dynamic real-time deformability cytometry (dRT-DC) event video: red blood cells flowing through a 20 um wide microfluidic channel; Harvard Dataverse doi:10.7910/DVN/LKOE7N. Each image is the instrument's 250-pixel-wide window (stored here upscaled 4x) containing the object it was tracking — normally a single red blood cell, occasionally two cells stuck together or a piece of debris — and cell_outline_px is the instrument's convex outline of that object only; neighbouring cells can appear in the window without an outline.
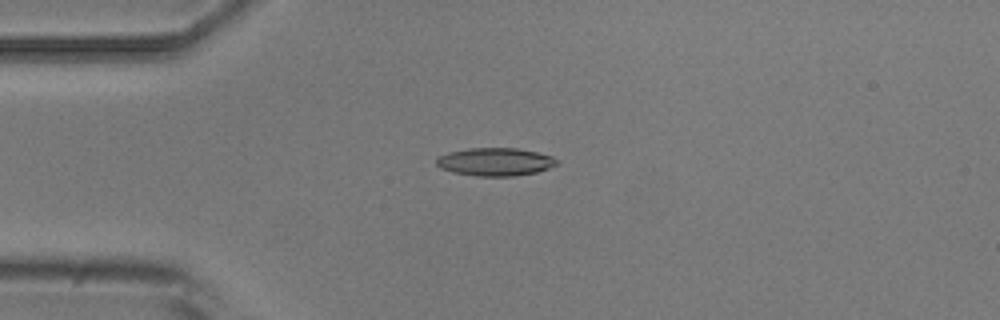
{"species": "common noctule bat (a hibernating species)", "species_latin": "Nyctalus noctula", "temperature_condition": "room temperature", "stored_images_in_passage": 2, "camera_frame_rate_fps": 3000, "um_per_image_px": 0.085, "animal": {"sex": "male", "body_mass_g": 20.5, "forearm_length_mm": 52.5}, "frame": {"image": 1, "passage_image": 2, "time_ms": 1.333, "image_size_px": [1000, 320], "cell_outline_px": [[560, 164], [536, 172], [516, 176], [476, 176], [452, 172], [440, 168], [436, 164], [436, 160], [440, 156], [448, 152], [468, 148], [516, 148], [536, 152], [552, 156]], "centroid_in_image_um": [42.09, 13.76], "position_along_channel_um": 42.9, "area_um2": 19.65}}